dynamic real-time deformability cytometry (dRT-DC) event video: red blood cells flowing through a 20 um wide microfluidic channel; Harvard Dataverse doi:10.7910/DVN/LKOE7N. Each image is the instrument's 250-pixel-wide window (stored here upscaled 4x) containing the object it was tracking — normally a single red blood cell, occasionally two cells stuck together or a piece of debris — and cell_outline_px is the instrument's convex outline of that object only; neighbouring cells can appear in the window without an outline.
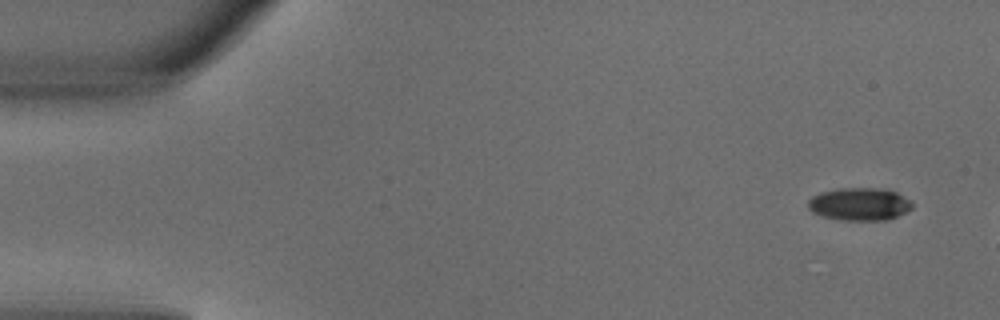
{"species": "common noctule bat (a hibernating species)", "species_latin": "Nyctalus noctula", "temperature_condition": "warm", "stored_images_in_passage": 3, "camera_frame_rate_fps": 3000, "um_per_image_px": 0.085, "animal": {"sex": "male", "body_mass_g": 18.8}, "frame": {"image": 1, "passage_image": 1, "time_ms": 0.0, "image_size_px": [1000, 320], "cell_outline_px": [[912, 208], [888, 220], [840, 220], [824, 216], [812, 212], [808, 208], [808, 200], [812, 196], [820, 192], [840, 188], [884, 188], [896, 192], [908, 200], [912, 204]], "centroid_in_image_um": [73.02, 17.34], "position_along_channel_um": 12.0, "area_um2": 19.77}}